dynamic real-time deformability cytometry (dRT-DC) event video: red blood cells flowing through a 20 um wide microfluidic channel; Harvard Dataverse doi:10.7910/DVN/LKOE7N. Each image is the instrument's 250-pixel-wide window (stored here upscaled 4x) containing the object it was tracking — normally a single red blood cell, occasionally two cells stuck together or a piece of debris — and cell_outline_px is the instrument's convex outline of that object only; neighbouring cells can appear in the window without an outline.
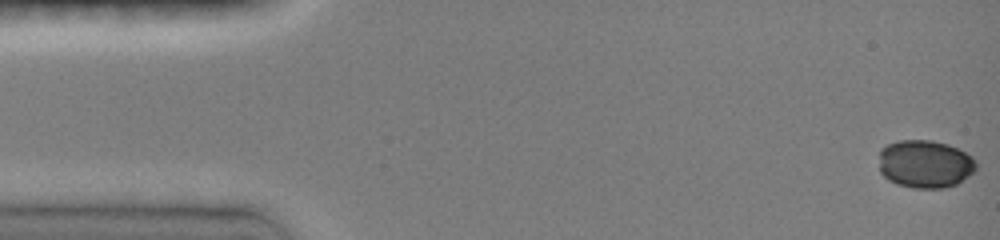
{"species": "common noctule bat (a hibernating species)", "species_latin": "Nyctalus noctula", "temperature_condition": "room temperature", "stored_images_in_passage": 55, "camera_frame_rate_fps": 3000, "um_per_image_px": 0.085, "animal": {"sex": "female", "body_mass_g": 19.0, "forearm_length_mm": 51.5}, "frame": {"image": 1, "passage_image": 1, "time_ms": 0.0, "image_size_px": [1000, 240], "cell_outline_px": [[976, 168], [968, 176], [956, 184], [944, 188], [912, 188], [896, 184], [888, 180], [880, 172], [880, 148], [888, 144], [900, 140], [932, 140], [948, 144], [972, 156], [976, 160]], "centroid_in_image_um": [78.61, 13.94], "position_along_channel_um": 6.4, "area_um2": 27.22}}
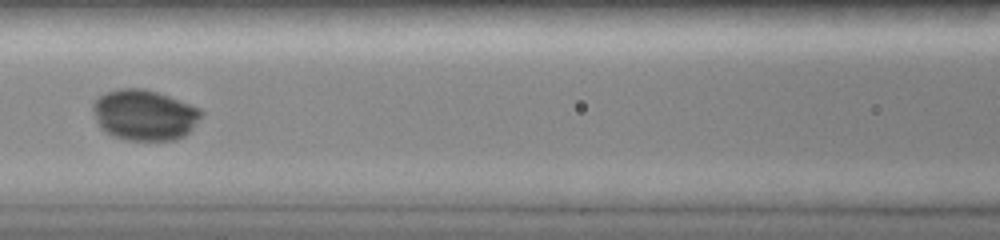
{"frame": {"image": 2, "passage_image": 34, "time_ms": 6.667, "image_size_px": [1000, 240], "cell_outline_px": [[204, 116], [184, 136], [176, 140], [124, 140], [112, 136], [104, 132], [100, 128], [96, 120], [92, 108], [92, 104], [96, 96], [104, 92], [120, 88], [144, 88], [168, 96], [200, 108], [204, 112]], "centroid_in_image_um": [12.25, 9.77], "position_along_channel_um": 154.4, "area_um2": 32.43}}
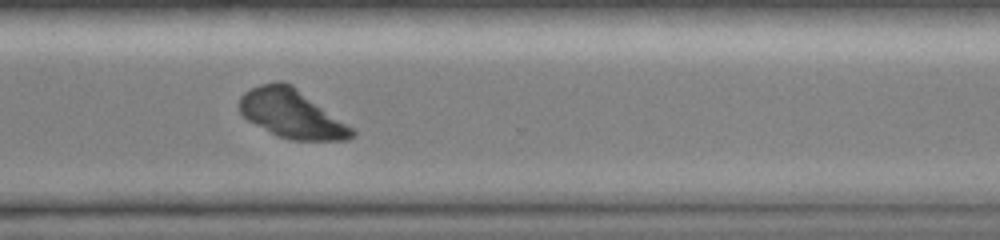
{"frame": {"image": 3, "passage_image": 54, "time_ms": 11.333, "image_size_px": [1000, 240], "cell_outline_px": [[356, 136], [348, 140], [292, 140], [276, 136], [248, 120], [240, 112], [240, 96], [244, 92], [260, 84], [280, 80], [284, 80], [292, 84], [352, 128], [356, 132]], "centroid_in_image_um": [24.79, 9.67], "position_along_channel_um": 345.8, "area_um2": 31.67}}